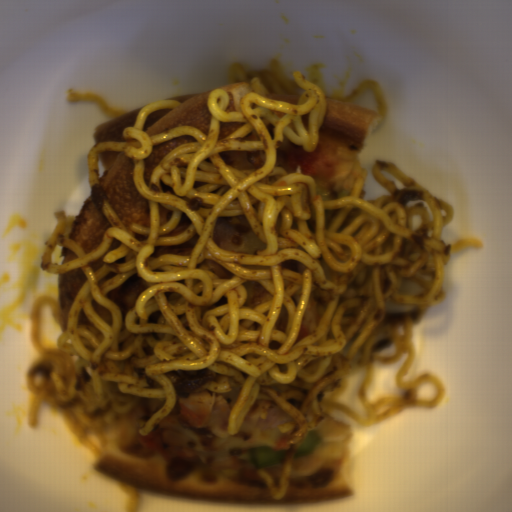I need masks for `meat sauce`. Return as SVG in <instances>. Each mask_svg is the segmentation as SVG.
Returning <instances> with one entry per match:
<instances>
[{
    "label": "meat sauce",
    "instance_id": "1",
    "mask_svg": "<svg viewBox=\"0 0 512 512\" xmlns=\"http://www.w3.org/2000/svg\"><path fill=\"white\" fill-rule=\"evenodd\" d=\"M178 377L173 384L175 391L179 393H190L202 388L208 382L217 379L218 372L210 369L201 370H171L168 372Z\"/></svg>",
    "mask_w": 512,
    "mask_h": 512
}]
</instances>
